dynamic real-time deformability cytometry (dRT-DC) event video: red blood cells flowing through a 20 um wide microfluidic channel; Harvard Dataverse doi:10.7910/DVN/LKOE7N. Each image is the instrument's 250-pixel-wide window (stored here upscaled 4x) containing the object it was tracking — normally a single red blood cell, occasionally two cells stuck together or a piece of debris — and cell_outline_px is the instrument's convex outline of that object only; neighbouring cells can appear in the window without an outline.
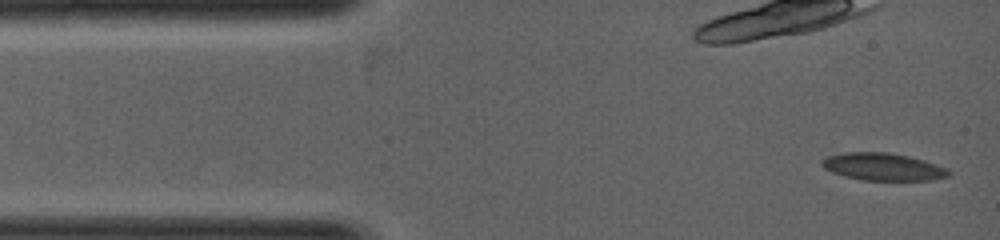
{"species": "common noctule bat (a hibernating species)", "species_latin": "Nyctalus noctula", "temperature_condition": "warm", "stored_images_in_passage": 3, "camera_frame_rate_fps": 5000, "um_per_image_px": 0.085, "animal": {"sex": "female", "body_mass_g": 19.0, "forearm_length_mm": 53.3}, "frame": {"image": 1, "passage_image": 1, "time_ms": 0.0, "image_size_px": [1000, 240], "cell_outline_px": [[952, 172], [948, 176], [932, 180], [860, 180], [844, 176], [832, 172], [824, 168], [820, 164], [820, 160], [824, 156], [844, 152], [888, 152], [908, 156], [924, 160], [948, 168]], "centroid_in_image_um": [75.02, 14.17], "position_along_channel_um": 10.0, "area_um2": 20.52}}
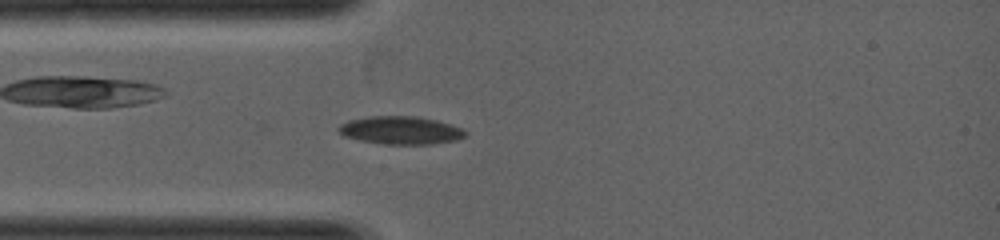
{"frame": {"image": 2, "passage_image": 3, "time_ms": 1.4, "image_size_px": [1000, 240], "cell_outline_px": [[468, 136], [456, 140], [432, 144], [384, 144], [360, 140], [344, 136], [336, 128], [340, 124], [348, 120], [368, 116], [416, 116], [436, 120], [460, 128], [468, 132]], "centroid_in_image_um": [34.05, 11.07], "position_along_channel_um": 51.0, "area_um2": 20.69}}